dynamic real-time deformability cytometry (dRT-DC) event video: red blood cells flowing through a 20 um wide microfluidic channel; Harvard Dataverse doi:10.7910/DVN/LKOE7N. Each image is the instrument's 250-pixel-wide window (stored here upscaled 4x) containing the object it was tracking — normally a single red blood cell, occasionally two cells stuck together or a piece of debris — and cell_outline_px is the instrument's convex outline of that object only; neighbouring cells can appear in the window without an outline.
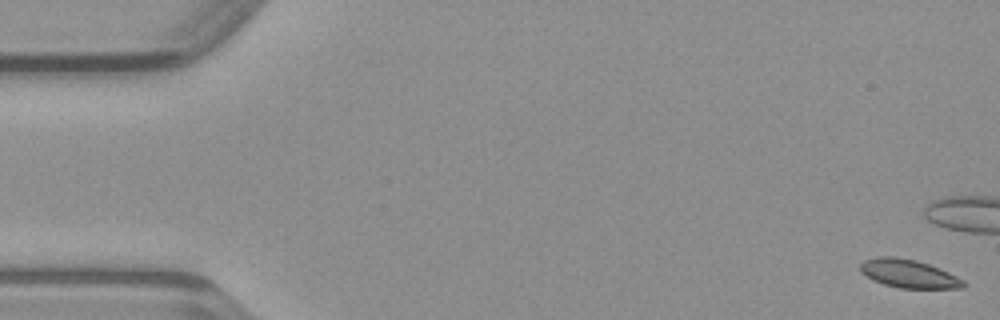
{"species": "common noctule bat (a hibernating species)", "species_latin": "Nyctalus noctula", "temperature_condition": "warm", "stored_images_in_passage": 49, "camera_frame_rate_fps": 3000, "um_per_image_px": 0.085, "animal": {"sex": "male", "body_mass_g": 23.1, "forearm_length_mm": 52.7}, "frame": {"image": 1, "passage_image": 1, "time_ms": 0.0, "image_size_px": [1000, 320], "cell_outline_px": [[964, 288], [900, 288], [884, 284], [872, 280], [860, 272], [860, 264], [864, 260], [876, 256], [896, 256], [916, 260], [928, 264], [948, 272], [964, 280]], "centroid_in_image_um": [77.19, 23.25], "position_along_channel_um": 7.8, "area_um2": 17.05}}
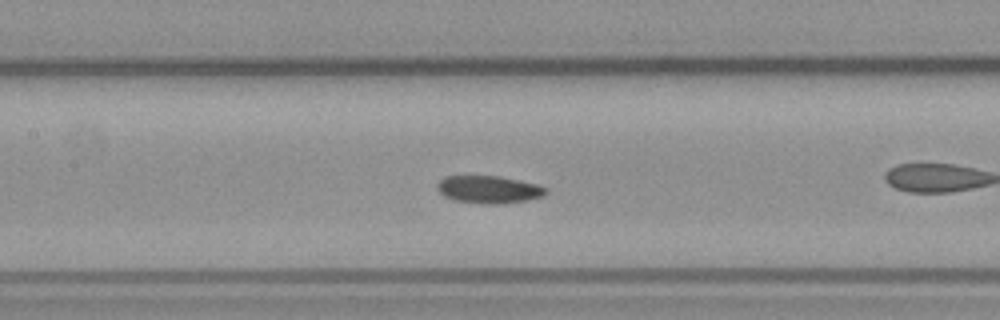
{"frame": {"image": 2, "passage_image": 22, "time_ms": 7.0, "image_size_px": [1000, 320], "cell_outline_px": [[548, 192], [544, 196], [528, 200], [504, 204], [488, 204], [452, 200], [444, 196], [436, 188], [436, 184], [444, 176], [500, 176], [536, 184], [548, 188]], "centroid_in_image_um": [41.56, 16.11], "position_along_channel_um": 165.8, "area_um2": 17.63}}